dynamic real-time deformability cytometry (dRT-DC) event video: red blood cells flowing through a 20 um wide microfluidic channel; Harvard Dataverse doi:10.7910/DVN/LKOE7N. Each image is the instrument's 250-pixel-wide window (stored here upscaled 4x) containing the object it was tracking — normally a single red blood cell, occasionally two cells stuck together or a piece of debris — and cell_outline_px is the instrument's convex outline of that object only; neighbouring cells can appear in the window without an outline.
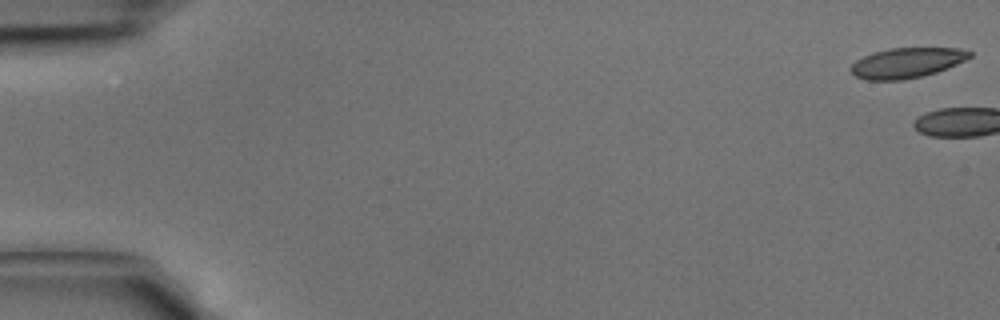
{"species": "common noctule bat (a hibernating species)", "species_latin": "Nyctalus noctula", "temperature_condition": "cold", "stored_images_in_passage": 2, "camera_frame_rate_fps": 3000, "um_per_image_px": 0.085, "animal": {"sex": "male", "body_mass_g": 15.6}, "frame": {"image": 1, "passage_image": 1, "time_ms": 0.0, "image_size_px": [1000, 320], "cell_outline_px": [[972, 56], [948, 68], [924, 76], [904, 80], [868, 80], [856, 76], [848, 68], [856, 60], [872, 52], [888, 48], [960, 48], [972, 52]], "centroid_in_image_um": [77.07, 5.34], "position_along_channel_um": 7.9, "area_um2": 20.98}}